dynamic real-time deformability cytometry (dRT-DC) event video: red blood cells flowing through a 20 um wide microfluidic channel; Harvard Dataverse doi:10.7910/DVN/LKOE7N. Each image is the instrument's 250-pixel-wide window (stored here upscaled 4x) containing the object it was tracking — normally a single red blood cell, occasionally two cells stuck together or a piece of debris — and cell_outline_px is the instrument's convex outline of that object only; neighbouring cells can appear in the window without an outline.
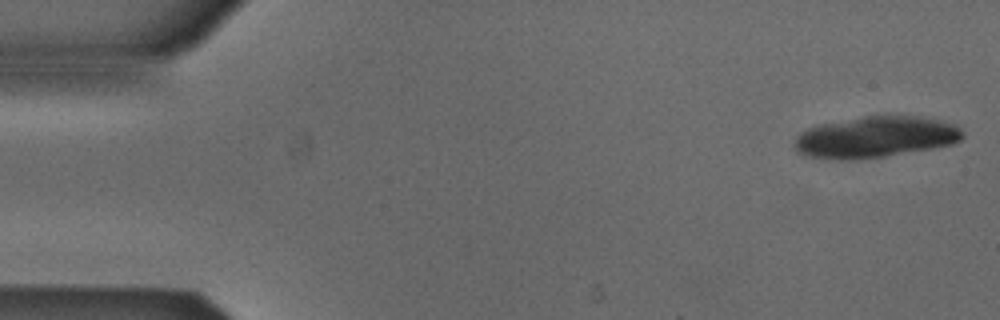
{"species": "Egyptian fruit bat (a non-hibernating species)", "species_latin": "Rousettus aegyptiacus", "temperature_condition": "cold", "stored_images_in_passage": 18, "camera_frame_rate_fps": 3000, "um_per_image_px": 0.085, "animal": {"sex": "male"}, "frame": {"image": 1, "passage_image": 1, "time_ms": 0.0, "image_size_px": [1000, 320], "cell_outline_px": [[964, 136], [960, 140], [952, 144], [932, 148], [884, 156], [856, 160], [840, 160], [808, 156], [800, 152], [796, 148], [796, 136], [800, 132], [808, 128], [824, 124], [864, 116], [920, 116], [940, 120], [956, 124], [964, 132]], "centroid_in_image_um": [74.47, 11.65], "position_along_channel_um": 10.5, "area_um2": 40.11}}